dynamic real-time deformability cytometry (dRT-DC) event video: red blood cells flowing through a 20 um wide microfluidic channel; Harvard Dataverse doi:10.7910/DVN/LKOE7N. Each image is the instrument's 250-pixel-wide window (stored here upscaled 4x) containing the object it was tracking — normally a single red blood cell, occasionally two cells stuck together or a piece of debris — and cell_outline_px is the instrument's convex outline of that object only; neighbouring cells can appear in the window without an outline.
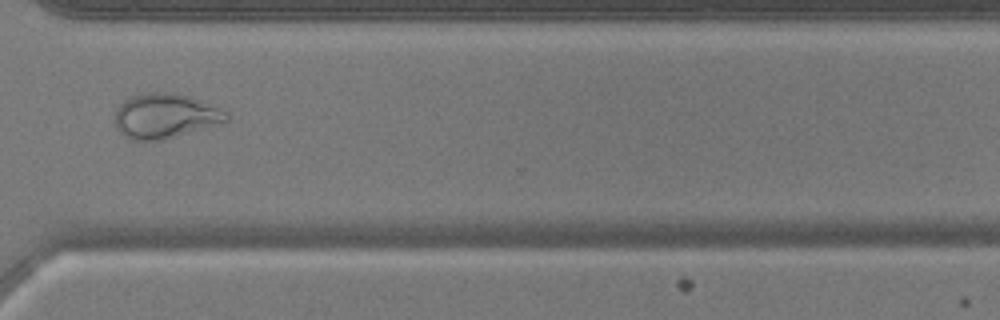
{"species": "common noctule bat (a hibernating species)", "species_latin": "Nyctalus noctula", "temperature_condition": "warm", "stored_images_in_passage": 54, "camera_frame_rate_fps": 3000, "um_per_image_px": 0.085, "animal": {"sex": "male", "body_mass_g": 17.9, "forearm_length_mm": 54.2}, "frame": {"image": 1, "passage_image": 41, "time_ms": 13.333, "image_size_px": [1000, 320], "cell_outline_px": [[228, 120], [224, 124], [156, 140], [132, 140], [124, 136], [116, 128], [116, 112], [120, 104], [124, 100], [132, 96], [152, 92], [172, 92], [192, 96], [228, 112]], "centroid_in_image_um": [14.08, 9.84], "position_along_channel_um": 356.5, "area_um2": 29.02}}
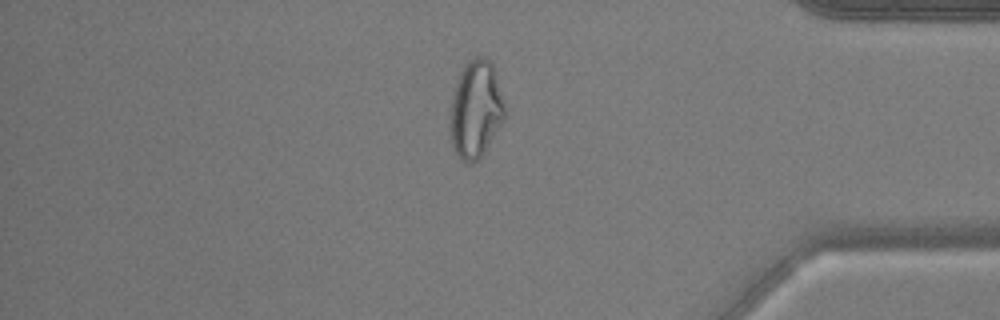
{"frame": {"image": 2, "passage_image": 46, "time_ms": 15.0, "image_size_px": [1000, 320], "cell_outline_px": [[504, 120], [484, 152], [472, 164], [464, 160], [456, 152], [452, 144], [452, 100], [456, 84], [460, 72], [464, 64], [472, 56], [484, 56], [492, 64], [496, 72], [504, 108]], "centroid_in_image_um": [40.46, 9.23], "position_along_channel_um": 394.7, "area_um2": 30.17}}
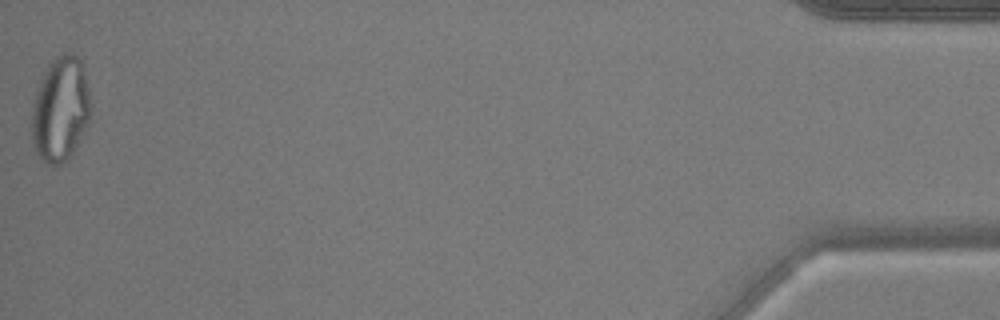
{"frame": {"image": 3, "passage_image": 54, "time_ms": 17.667, "image_size_px": [1000, 320], "cell_outline_px": [[88, 124], [72, 152], [56, 168], [44, 164], [40, 160], [36, 152], [32, 140], [32, 104], [40, 80], [48, 64], [56, 56], [64, 52], [72, 52], [80, 60], [88, 88]], "centroid_in_image_um": [5.09, 9.31], "position_along_channel_um": 430.1, "area_um2": 35.66}}